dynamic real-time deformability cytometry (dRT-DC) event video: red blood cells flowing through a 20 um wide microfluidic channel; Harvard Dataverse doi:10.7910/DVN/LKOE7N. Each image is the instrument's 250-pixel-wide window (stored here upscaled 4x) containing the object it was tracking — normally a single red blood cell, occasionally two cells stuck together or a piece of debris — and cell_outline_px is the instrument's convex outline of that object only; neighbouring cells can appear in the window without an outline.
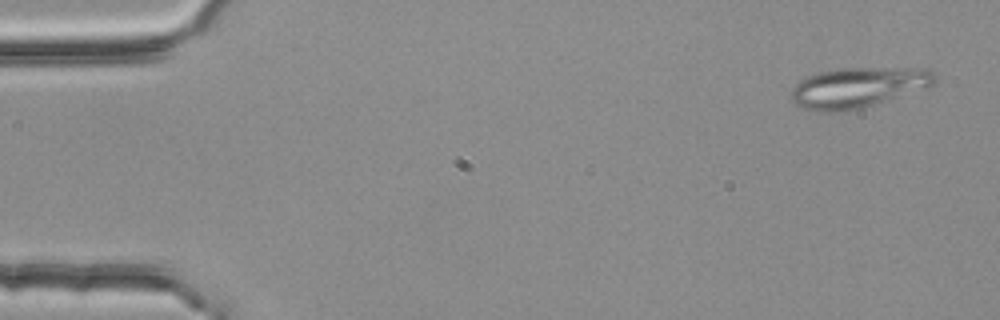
{"species": "common noctule bat (a hibernating species)", "species_latin": "Nyctalus noctula", "temperature_condition": "room temperature", "stored_images_in_passage": 3, "camera_frame_rate_fps": 3000, "um_per_image_px": 0.085, "animal": {"sex": "female", "body_mass_g": 25.1}, "frame": {"image": 1, "passage_image": 1, "time_ms": 0.0, "image_size_px": [1000, 320], "cell_outline_px": [[936, 80], [928, 88], [860, 108], [840, 112], [816, 112], [804, 108], [796, 104], [792, 100], [788, 92], [800, 80], [808, 76], [820, 72], [844, 68], [924, 68], [932, 72], [936, 76]], "centroid_in_image_um": [72.9, 7.44], "position_along_channel_um": 12.1, "area_um2": 33.7}}